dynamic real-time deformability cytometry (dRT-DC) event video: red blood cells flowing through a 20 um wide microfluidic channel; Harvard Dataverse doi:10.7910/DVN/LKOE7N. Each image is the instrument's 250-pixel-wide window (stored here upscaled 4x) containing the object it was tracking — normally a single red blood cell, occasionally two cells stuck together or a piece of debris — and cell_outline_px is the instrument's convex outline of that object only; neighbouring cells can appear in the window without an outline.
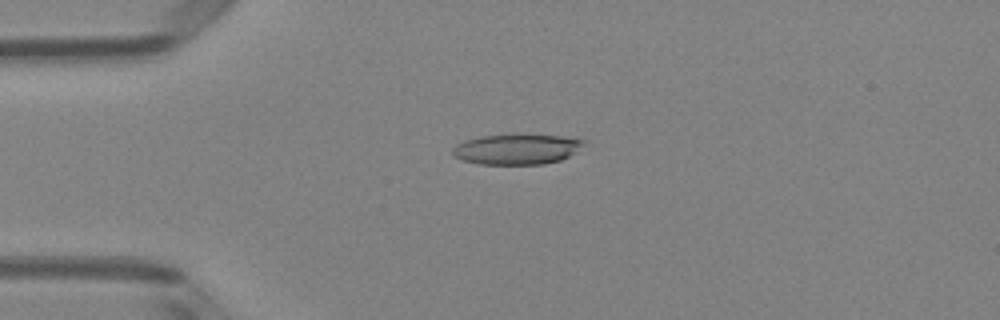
{"species": "Egyptian fruit bat (a non-hibernating species)", "species_latin": "Rousettus aegyptiacus", "temperature_condition": "room temperature", "stored_images_in_passage": 49, "camera_frame_rate_fps": 3000, "um_per_image_px": 0.085, "animal": {"sex": "female"}, "frame": {"image": 1, "passage_image": 12, "time_ms": 3.667, "image_size_px": [1000, 320], "cell_outline_px": [[588, 140], [584, 144], [568, 156], [560, 160], [544, 164], [480, 164], [464, 160], [452, 156], [452, 148], [456, 144], [464, 140], [480, 136], [512, 132], [560, 136]], "centroid_in_image_um": [43.88, 12.64], "position_along_channel_um": 41.1, "area_um2": 23.81}}
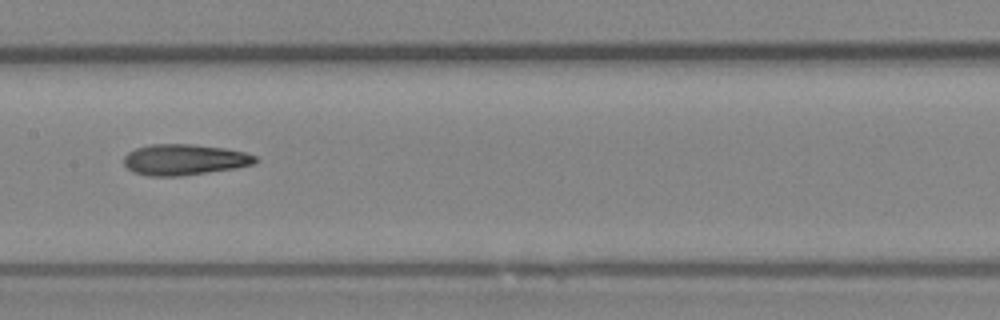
{"frame": {"image": 2, "passage_image": 25, "time_ms": 8.0, "image_size_px": [1000, 320], "cell_outline_px": [[260, 160], [252, 164], [236, 168], [180, 176], [148, 176], [132, 172], [124, 164], [124, 156], [128, 152], [136, 148], [152, 144], [192, 144], [224, 148], [244, 152], [256, 156]], "centroid_in_image_um": [15.66, 13.57], "position_along_channel_um": 191.7, "area_um2": 23.7}}
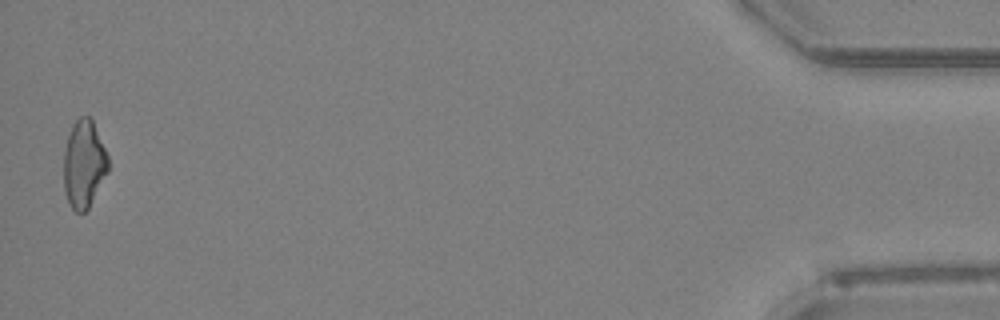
{"frame": {"image": 3, "passage_image": 49, "time_ms": 16.0, "image_size_px": [1000, 320], "cell_outline_px": [[108, 172], [88, 208], [84, 212], [76, 212], [72, 208], [64, 192], [64, 152], [68, 136], [72, 124], [80, 116], [88, 116], [92, 120], [108, 156]], "centroid_in_image_um": [7.13, 13.94], "position_along_channel_um": 428.1, "area_um2": 22.48}, "authors_computed_cell_mechanics": {"area_um2": 23.5824, "velocity_mm_per_s": 4.0845, "shape_relaxation_time_tau1_ms": 5.9302, "shape_relaxation_time_tau2_ms": 6.5814, "deformation_change_tau1": 0.1666, "deformation_change_tau2": 0.19}}